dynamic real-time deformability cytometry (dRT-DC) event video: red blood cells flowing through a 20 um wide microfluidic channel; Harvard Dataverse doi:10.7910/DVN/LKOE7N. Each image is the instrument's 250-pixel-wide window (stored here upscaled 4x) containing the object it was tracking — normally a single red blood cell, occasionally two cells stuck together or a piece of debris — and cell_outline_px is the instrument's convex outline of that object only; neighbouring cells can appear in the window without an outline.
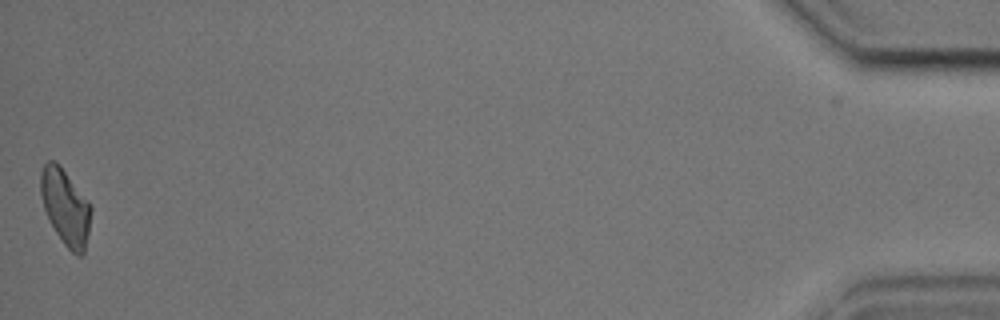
{"species": "common noctule bat (a hibernating species)", "species_latin": "Nyctalus noctula", "temperature_condition": "cold", "stored_images_in_passage": 42, "camera_frame_rate_fps": 3000, "um_per_image_px": 0.085, "animal": {"sex": "male", "body_mass_g": 17.9, "forearm_length_mm": 54.2}, "frame": {"image": 1, "passage_image": 41, "time_ms": 13.333, "image_size_px": [1000, 320], "cell_outline_px": [[92, 212], [84, 252], [80, 256], [76, 256], [64, 244], [56, 232], [44, 208], [40, 192], [40, 172], [44, 164], [48, 160], [56, 160], [60, 164], [88, 200], [92, 208]], "centroid_in_image_um": [5.56, 17.55], "position_along_channel_um": 429.6, "area_um2": 22.25}, "authors_computed_cell_mechanics": {"area_um2": 22.6576, "velocity_mm_per_s": 3.6466, "shape_relaxation_time_tau1_ms": 8.077, "shape_relaxation_time_tau2_ms": 5.6041, "deformation_change_tau1": 0.1756, "deformation_change_tau2": 0.1556}}